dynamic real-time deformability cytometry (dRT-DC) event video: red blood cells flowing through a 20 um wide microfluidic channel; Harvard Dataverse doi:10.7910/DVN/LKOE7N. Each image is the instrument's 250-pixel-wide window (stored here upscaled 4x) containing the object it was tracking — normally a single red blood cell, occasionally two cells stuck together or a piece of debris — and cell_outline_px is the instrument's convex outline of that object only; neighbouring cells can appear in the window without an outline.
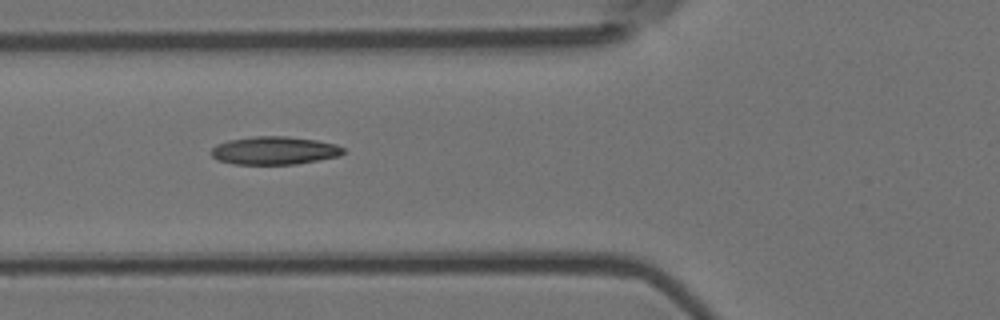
{"species": "Egyptian fruit bat (a non-hibernating species)", "species_latin": "Rousettus aegyptiacus", "temperature_condition": "room temperature", "stored_images_in_passage": 9, "camera_frame_rate_fps": 3000, "um_per_image_px": 0.085, "animal": {"sex": "female"}, "frame": {"image": 1, "passage_image": 6, "time_ms": 1.667, "image_size_px": [1000, 320], "cell_outline_px": [[344, 152], [340, 156], [296, 164], [232, 164], [220, 160], [212, 156], [212, 148], [216, 144], [228, 140], [256, 136], [288, 136], [316, 140], [336, 144], [344, 148]], "centroid_in_image_um": [23.34, 12.79], "position_along_channel_um": 102.5, "area_um2": 21.56}}
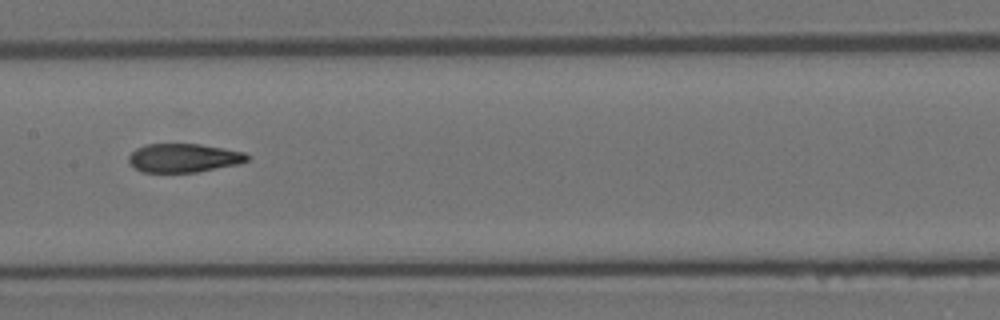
{"frame": {"image": 2, "passage_image": 8, "time_ms": 2.333, "image_size_px": [1000, 320], "cell_outline_px": [[248, 160], [236, 164], [196, 172], [140, 172], [128, 164], [128, 156], [136, 148], [148, 144], [200, 144], [224, 148], [244, 152], [248, 156]], "centroid_in_image_um": [15.55, 13.42], "position_along_channel_um": 191.9, "area_um2": 19.77}}
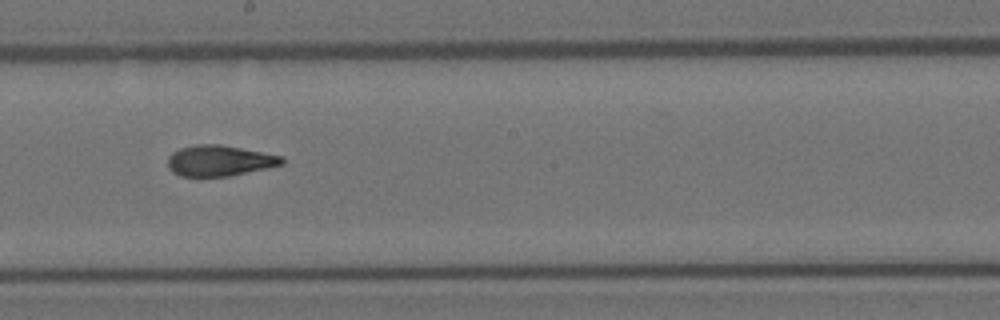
{"frame": {"image": 3, "passage_image": 9, "time_ms": 2.667, "image_size_px": [1000, 320], "cell_outline_px": [[284, 164], [268, 168], [228, 176], [180, 176], [172, 172], [168, 168], [168, 156], [172, 152], [180, 148], [196, 144], [220, 144], [284, 156]], "centroid_in_image_um": [18.65, 13.65], "position_along_channel_um": 229.5, "area_um2": 20.58}}